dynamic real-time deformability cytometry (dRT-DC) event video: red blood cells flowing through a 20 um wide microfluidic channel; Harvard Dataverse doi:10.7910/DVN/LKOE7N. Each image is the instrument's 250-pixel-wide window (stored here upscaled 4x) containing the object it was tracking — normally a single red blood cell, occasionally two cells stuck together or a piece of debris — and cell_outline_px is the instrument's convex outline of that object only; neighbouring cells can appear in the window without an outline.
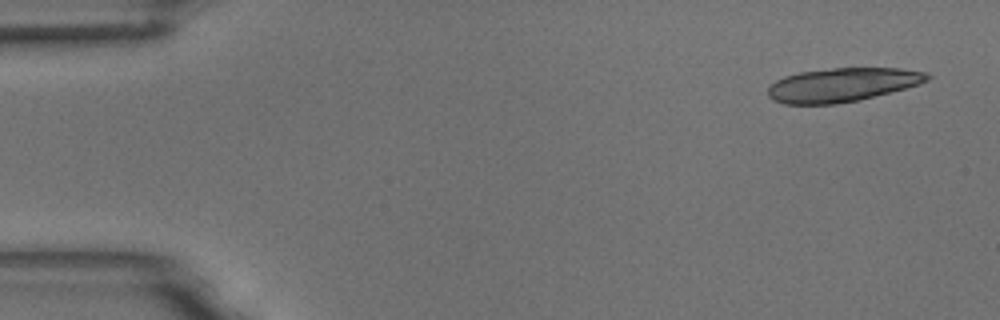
{"species": "common noctule bat (a hibernating species)", "species_latin": "Nyctalus noctula", "temperature_condition": "room temperature", "stored_images_in_passage": 6, "camera_frame_rate_fps": 3000, "um_per_image_px": 0.085, "animal": {"sex": "male", "body_mass_g": 18.8}, "frame": {"image": 1, "passage_image": 1, "time_ms": 0.0, "image_size_px": [1000, 320], "cell_outline_px": [[932, 76], [928, 80], [920, 84], [856, 100], [836, 104], [784, 104], [772, 100], [768, 96], [768, 88], [776, 80], [784, 76], [800, 72], [832, 68], [900, 68], [928, 72]], "centroid_in_image_um": [71.58, 7.2], "position_along_channel_um": 13.4, "area_um2": 31.21}}